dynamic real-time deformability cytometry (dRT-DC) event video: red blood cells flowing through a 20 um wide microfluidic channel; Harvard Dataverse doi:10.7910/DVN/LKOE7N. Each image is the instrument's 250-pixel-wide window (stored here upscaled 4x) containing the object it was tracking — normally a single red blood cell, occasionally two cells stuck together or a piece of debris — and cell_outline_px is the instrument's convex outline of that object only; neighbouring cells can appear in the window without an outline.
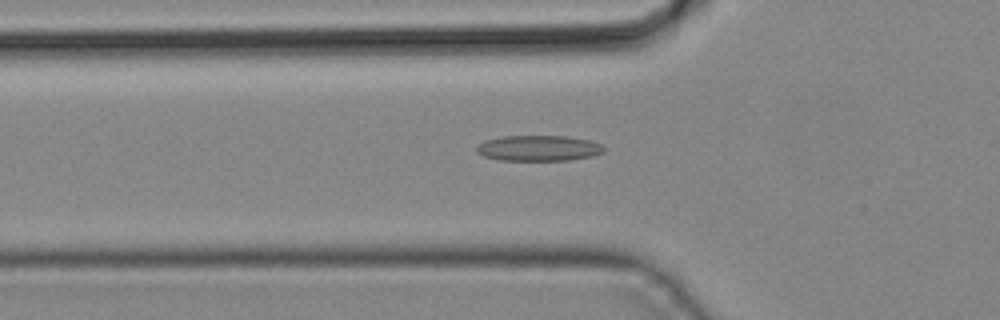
{"species": "common noctule bat (a hibernating species)", "species_latin": "Nyctalus noctula", "temperature_condition": "cold", "stored_images_in_passage": 33, "camera_frame_rate_fps": 3000, "um_per_image_px": 0.085, "animal": {"sex": "male", "body_mass_g": 19.2, "forearm_length_mm": 51.8}, "frame": {"image": 1, "passage_image": 5, "time_ms": 1.333, "image_size_px": [1000, 320], "cell_outline_px": [[604, 152], [592, 156], [568, 160], [500, 160], [484, 156], [476, 152], [476, 148], [484, 140], [500, 136], [564, 136], [588, 140], [600, 144], [604, 148]], "centroid_in_image_um": [45.75, 12.59], "position_along_channel_um": 80.1, "area_um2": 18.9}}
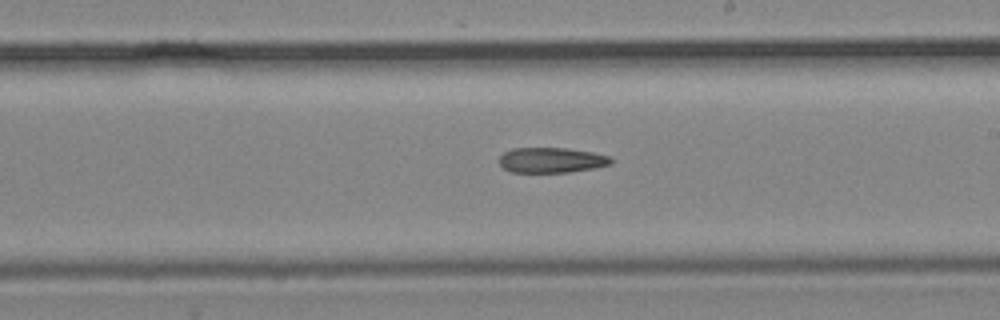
{"frame": {"image": 2, "passage_image": 15, "time_ms": 4.667, "image_size_px": [1000, 320], "cell_outline_px": [[612, 164], [592, 168], [568, 172], [508, 172], [500, 164], [500, 156], [504, 152], [512, 148], [564, 148], [592, 152], [608, 156], [612, 160]], "centroid_in_image_um": [46.84, 13.61], "position_along_channel_um": 242.2, "area_um2": 16.3}}
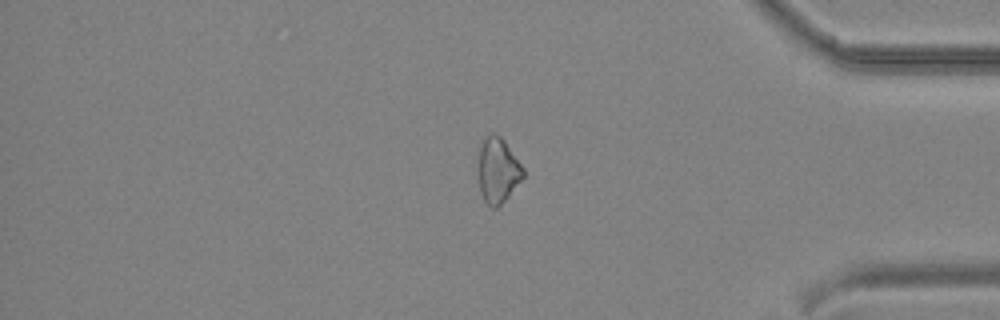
{"frame": {"image": 3, "passage_image": 26, "time_ms": 8.333, "image_size_px": [1000, 320], "cell_outline_px": [[524, 176], [508, 196], [496, 208], [492, 208], [484, 200], [480, 192], [480, 148], [484, 140], [492, 132], [500, 136], [504, 140], [524, 168]], "centroid_in_image_um": [42.34, 14.49], "position_along_channel_um": 392.9, "area_um2": 16.47}}